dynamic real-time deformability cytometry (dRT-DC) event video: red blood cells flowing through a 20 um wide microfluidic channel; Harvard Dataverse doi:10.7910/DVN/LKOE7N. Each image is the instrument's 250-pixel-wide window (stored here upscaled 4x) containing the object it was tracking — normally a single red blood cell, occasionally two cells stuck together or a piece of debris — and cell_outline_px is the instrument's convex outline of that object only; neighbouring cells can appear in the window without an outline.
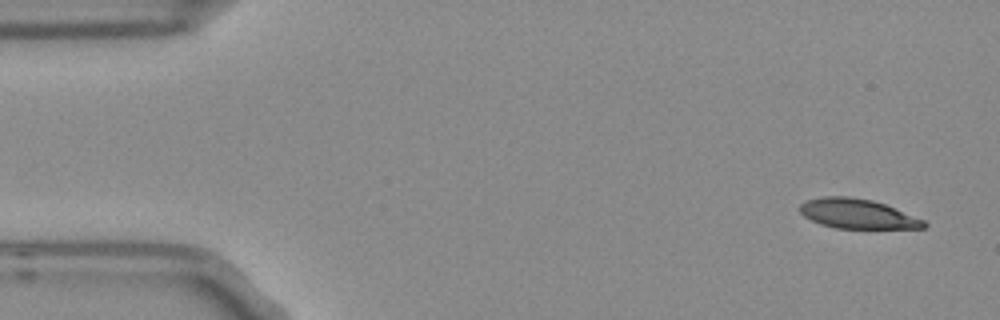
{"species": "Egyptian fruit bat (a non-hibernating species)", "species_latin": "Rousettus aegyptiacus", "temperature_condition": "room temperature", "stored_images_in_passage": 6, "camera_frame_rate_fps": 3000, "um_per_image_px": 0.085, "frame": {"image": 1, "passage_image": 1, "time_ms": 0.0, "image_size_px": [1000, 320], "cell_outline_px": [[928, 224], [924, 228], [836, 228], [820, 224], [804, 216], [800, 212], [800, 204], [808, 200], [824, 196], [848, 196], [872, 200], [884, 204], [924, 220]], "centroid_in_image_um": [72.87, 18.17], "position_along_channel_um": 12.1, "area_um2": 21.15}}
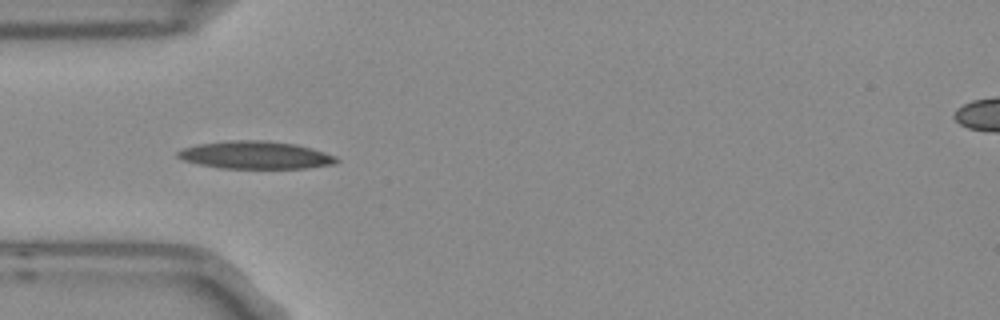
{"frame": {"image": 2, "passage_image": 4, "time_ms": 1.0, "image_size_px": [1000, 320], "cell_outline_px": [[340, 160], [332, 164], [304, 168], [220, 168], [200, 164], [184, 160], [176, 156], [176, 152], [184, 148], [196, 144], [228, 140], [268, 140], [296, 144], [312, 148], [336, 156]], "centroid_in_image_um": [21.7, 13.17], "position_along_channel_um": 63.3, "area_um2": 25.61}}
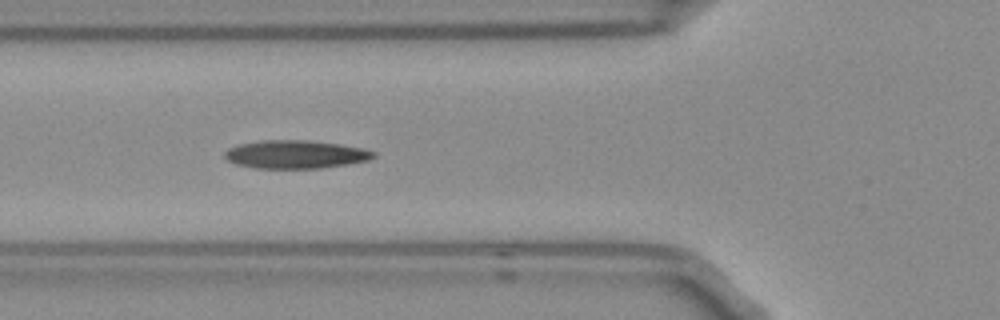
{"frame": {"image": 3, "passage_image": 5, "time_ms": 1.333, "image_size_px": [1000, 320], "cell_outline_px": [[376, 156], [368, 160], [348, 164], [320, 168], [252, 168], [236, 164], [228, 160], [224, 156], [224, 152], [228, 148], [240, 144], [260, 140], [308, 140], [340, 144], [364, 148], [376, 152]], "centroid_in_image_um": [25.12, 13.12], "position_along_channel_um": 100.7, "area_um2": 24.57}}